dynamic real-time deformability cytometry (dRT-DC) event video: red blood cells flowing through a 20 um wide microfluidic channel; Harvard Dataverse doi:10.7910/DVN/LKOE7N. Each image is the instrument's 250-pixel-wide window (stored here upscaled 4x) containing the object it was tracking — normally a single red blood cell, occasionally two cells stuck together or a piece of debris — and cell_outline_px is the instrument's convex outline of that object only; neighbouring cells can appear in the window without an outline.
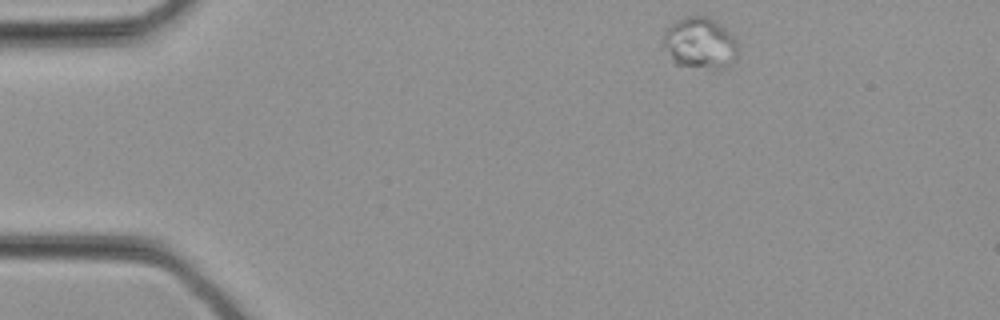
{"species": "common noctule bat (a hibernating species)", "species_latin": "Nyctalus noctula", "temperature_condition": "cold", "stored_images_in_passage": 6, "camera_frame_rate_fps": 3000, "um_per_image_px": 0.085, "animal": {"sex": "female", "body_mass_g": 21.9}, "frame": {"image": 1, "passage_image": 1, "time_ms": 0.0, "image_size_px": [1000, 320], "cell_outline_px": [[740, 52], [736, 60], [732, 64], [724, 68], [712, 68], [676, 64], [672, 60], [664, 44], [664, 32], [676, 20], [688, 16], [704, 16], [716, 20], [732, 32], [736, 40]], "centroid_in_image_um": [59.58, 3.65], "position_along_channel_um": 25.4, "area_um2": 22.48}}